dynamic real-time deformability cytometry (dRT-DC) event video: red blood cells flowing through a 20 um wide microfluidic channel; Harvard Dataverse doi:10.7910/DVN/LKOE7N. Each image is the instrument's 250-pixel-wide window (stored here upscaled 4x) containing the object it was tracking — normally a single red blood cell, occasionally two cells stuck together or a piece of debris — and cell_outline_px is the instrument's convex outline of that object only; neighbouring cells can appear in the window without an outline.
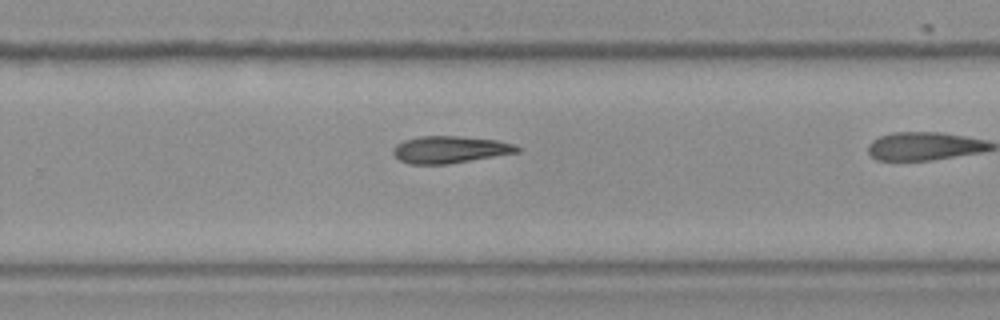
{"species": "Egyptian fruit bat (a non-hibernating species)", "species_latin": "Rousettus aegyptiacus", "temperature_condition": "room temperature", "stored_images_in_passage": 18, "camera_frame_rate_fps": 3000, "um_per_image_px": 0.085, "frame": {"image": 1, "passage_image": 13, "time_ms": 4.0, "image_size_px": [1000, 320], "cell_outline_px": [[520, 152], [448, 164], [408, 164], [400, 160], [392, 152], [392, 148], [396, 144], [404, 140], [420, 136], [460, 136], [496, 140], [516, 144], [520, 148]], "centroid_in_image_um": [38.24, 12.71], "position_along_channel_um": 291.6, "area_um2": 19.65}}